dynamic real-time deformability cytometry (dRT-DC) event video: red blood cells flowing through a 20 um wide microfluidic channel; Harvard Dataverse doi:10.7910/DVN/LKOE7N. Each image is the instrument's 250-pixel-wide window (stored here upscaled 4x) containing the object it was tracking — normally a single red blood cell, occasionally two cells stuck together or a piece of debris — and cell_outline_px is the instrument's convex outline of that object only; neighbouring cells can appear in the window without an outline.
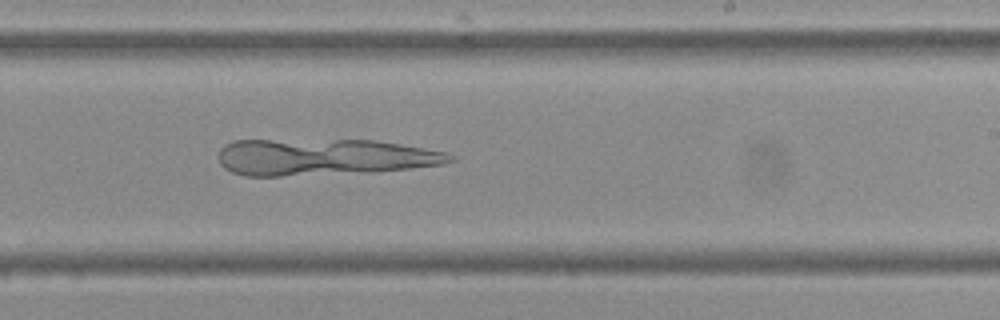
{"species": "Egyptian fruit bat (a non-hibernating species)", "species_latin": "Rousettus aegyptiacus", "temperature_condition": "cold", "stored_images_in_passage": 51, "camera_frame_rate_fps": 3000, "um_per_image_px": 0.085, "frame": {"image": 1, "passage_image": 30, "time_ms": 9.667, "image_size_px": [1000, 320], "cell_outline_px": [[456, 160], [444, 164], [412, 168], [372, 172], [280, 176], [244, 176], [232, 172], [224, 168], [220, 164], [220, 148], [224, 144], [232, 140], [376, 140], [448, 152], [456, 156]], "centroid_in_image_um": [27.56, 13.35], "position_along_channel_um": 261.4, "area_um2": 49.77}}